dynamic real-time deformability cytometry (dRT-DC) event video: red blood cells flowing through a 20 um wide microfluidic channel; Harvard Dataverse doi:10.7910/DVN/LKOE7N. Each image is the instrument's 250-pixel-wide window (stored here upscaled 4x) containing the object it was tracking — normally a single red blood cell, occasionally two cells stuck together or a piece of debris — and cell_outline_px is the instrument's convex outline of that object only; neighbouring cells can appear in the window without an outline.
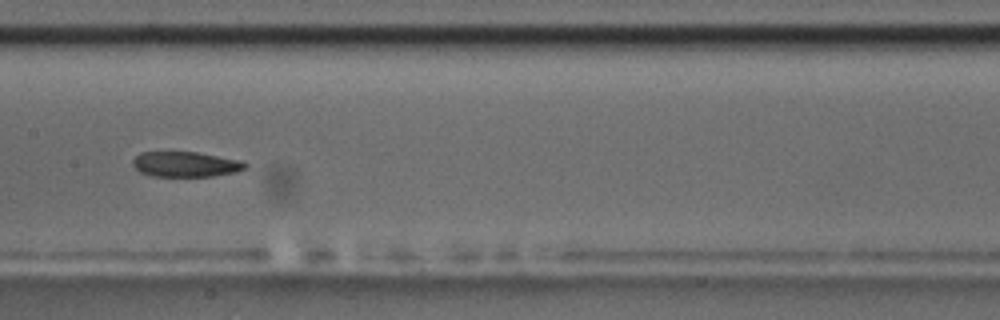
{"species": "common noctule bat (a hibernating species)", "species_latin": "Nyctalus noctula", "temperature_condition": "room temperature", "stored_images_in_passage": 49, "camera_frame_rate_fps": 3000, "um_per_image_px": 0.085, "animal": {"sex": "male", "body_mass_g": 17.5, "forearm_length_mm": 52.3}, "frame": {"image": 1, "passage_image": 22, "time_ms": 7.0, "image_size_px": [1000, 320], "cell_outline_px": [[248, 164], [244, 168], [236, 172], [212, 176], [152, 176], [140, 172], [132, 164], [132, 160], [140, 152], [196, 152], [240, 160]], "centroid_in_image_um": [15.75, 13.96], "position_along_channel_um": 191.6, "area_um2": 16.42}}
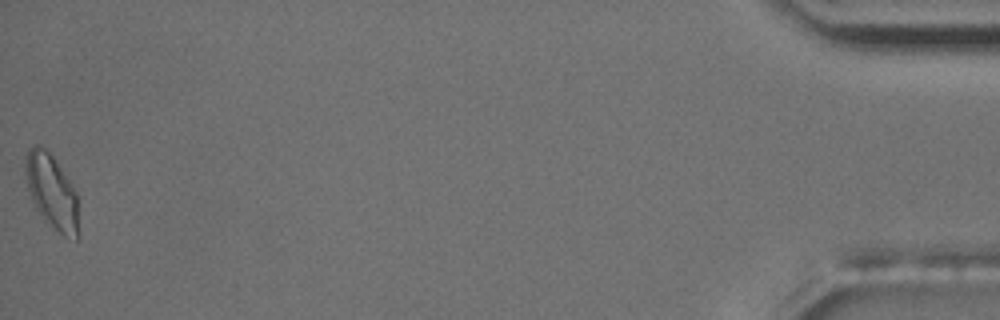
{"frame": {"image": 2, "passage_image": 49, "time_ms": 16.0, "image_size_px": [1000, 320], "cell_outline_px": [[80, 240], [76, 240], [64, 236], [44, 220], [36, 208], [32, 200], [28, 188], [24, 172], [24, 156], [28, 148], [32, 144], [40, 144], [52, 156], [76, 192], [80, 236]], "centroid_in_image_um": [4.39, 16.3], "position_along_channel_um": 430.8, "area_um2": 23.29}, "authors_computed_cell_mechanics": {"area_um2": 17.918, "velocity_mm_per_s": 3.7266, "shape_relaxation_time_tau1_ms": 7.9427, "shape_relaxation_time_tau2_ms": 9.2747, "deformation_change_tau1": 0.1862, "deformation_change_tau2": 0.1621}}